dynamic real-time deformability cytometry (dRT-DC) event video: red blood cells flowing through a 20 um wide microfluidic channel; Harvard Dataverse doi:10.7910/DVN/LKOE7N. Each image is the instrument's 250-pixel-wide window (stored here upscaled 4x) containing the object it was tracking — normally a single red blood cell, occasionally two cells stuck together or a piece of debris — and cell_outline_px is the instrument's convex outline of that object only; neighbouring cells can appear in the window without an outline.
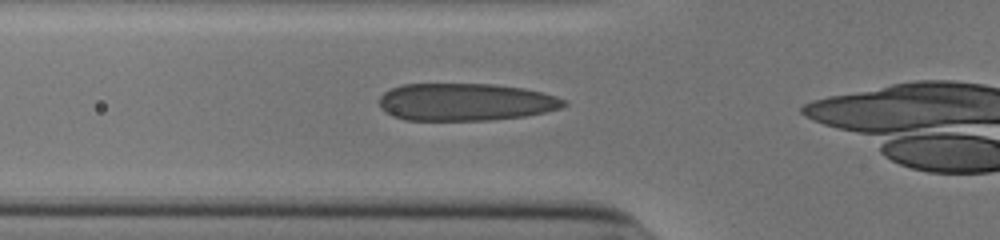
{"species": "human", "species_latin": "Homo sapiens", "temperature_condition": "cold", "stored_images_in_passage": 16, "camera_frame_rate_fps": 3000, "um_per_image_px": 0.085, "donor": {"sex": "male"}, "frame": {"image": 1, "passage_image": 14, "time_ms": 4.333, "image_size_px": [1000, 240], "cell_outline_px": [[568, 104], [560, 108], [544, 112], [524, 116], [488, 120], [404, 120], [392, 116], [384, 112], [380, 108], [380, 96], [384, 92], [400, 84], [492, 84], [524, 88], [544, 92], [568, 100]], "centroid_in_image_um": [39.57, 8.67], "position_along_channel_um": 86.2, "area_um2": 40.58}}